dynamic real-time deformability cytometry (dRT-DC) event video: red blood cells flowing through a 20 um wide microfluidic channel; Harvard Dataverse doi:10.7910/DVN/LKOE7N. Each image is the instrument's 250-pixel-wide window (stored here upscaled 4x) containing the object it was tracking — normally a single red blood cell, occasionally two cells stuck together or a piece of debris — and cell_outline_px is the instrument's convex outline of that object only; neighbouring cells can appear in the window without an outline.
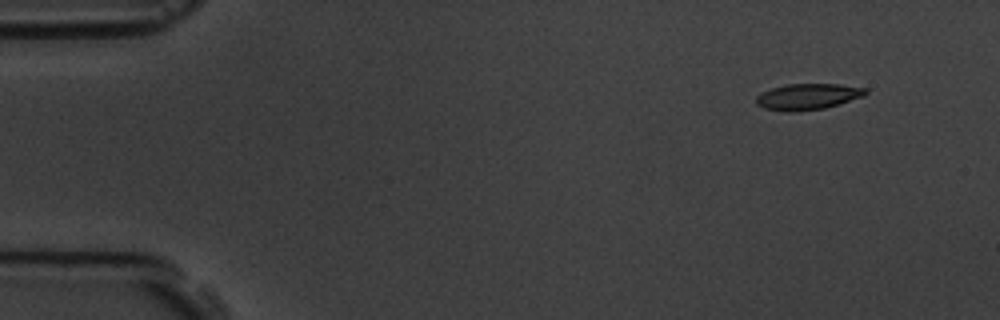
{"species": "common noctule bat (a hibernating species)", "species_latin": "Nyctalus noctula", "temperature_condition": "room temperature", "stored_images_in_passage": 6, "camera_frame_rate_fps": 3000, "um_per_image_px": 0.085, "animal": {"sex": "male", "body_mass_g": 19.5, "forearm_length_mm": 54.6}, "frame": {"image": 1, "passage_image": 1, "time_ms": 0.0, "image_size_px": [1000, 320], "cell_outline_px": [[868, 92], [864, 96], [840, 104], [824, 108], [796, 112], [784, 112], [764, 108], [756, 104], [756, 96], [760, 92], [772, 88], [788, 84], [840, 84], [868, 88]], "centroid_in_image_um": [68.66, 8.22], "position_along_channel_um": 16.3, "area_um2": 16.88}}
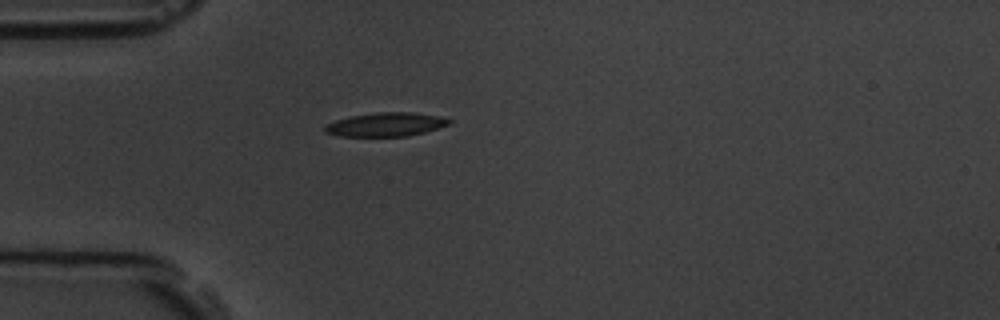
{"frame": {"image": 2, "passage_image": 4, "time_ms": 3.667, "image_size_px": [1000, 320], "cell_outline_px": [[452, 124], [424, 132], [408, 136], [340, 136], [324, 132], [324, 124], [336, 120], [352, 116], [376, 112], [412, 112], [440, 116], [452, 120]], "centroid_in_image_um": [32.81, 10.58], "position_along_channel_um": 52.2, "area_um2": 17.28}}
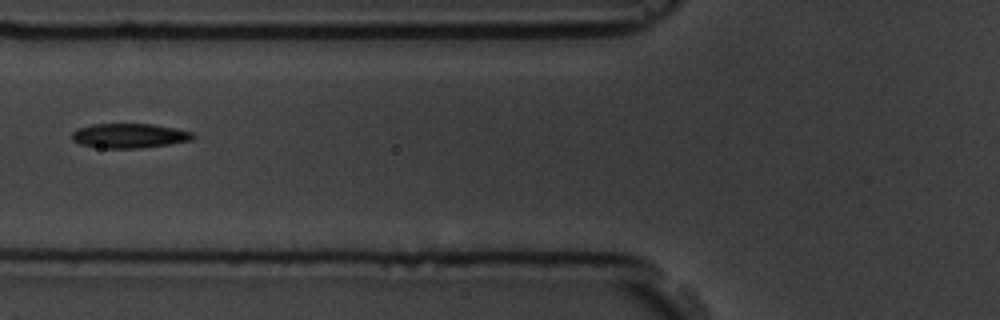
{"frame": {"image": 3, "passage_image": 6, "time_ms": 5.667, "image_size_px": [1000, 320], "cell_outline_px": [[196, 136], [192, 140], [168, 144], [140, 148], [100, 148], [80, 144], [72, 140], [72, 132], [76, 128], [92, 124], [152, 124], [176, 128], [192, 132]], "centroid_in_image_um": [10.98, 11.53], "position_along_channel_um": 114.8, "area_um2": 17.4}}